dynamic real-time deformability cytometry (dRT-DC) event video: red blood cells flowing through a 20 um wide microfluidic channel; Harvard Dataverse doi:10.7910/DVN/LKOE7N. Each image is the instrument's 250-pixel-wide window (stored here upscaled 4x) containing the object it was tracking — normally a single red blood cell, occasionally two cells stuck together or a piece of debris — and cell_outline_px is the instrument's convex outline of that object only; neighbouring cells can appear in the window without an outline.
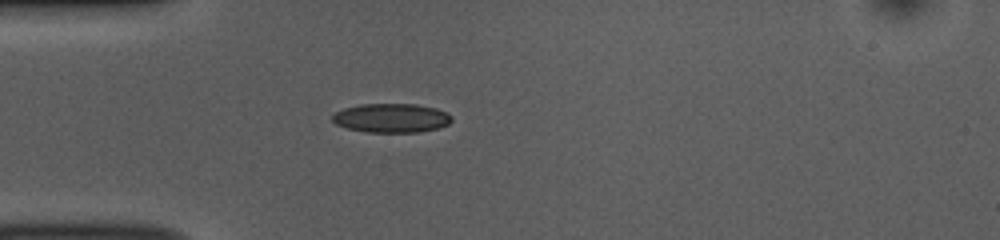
{"species": "common noctule bat (a hibernating species)", "species_latin": "Nyctalus noctula", "temperature_condition": "room temperature", "stored_images_in_passage": 38, "camera_frame_rate_fps": 3000, "um_per_image_px": 0.085, "animal": {"sex": "female", "body_mass_g": 10.0, "forearm_length_mm": 53.1}, "frame": {"image": 1, "passage_image": 1, "time_ms": 0.0, "image_size_px": [1000, 240], "cell_outline_px": [[452, 120], [448, 124], [440, 128], [420, 132], [364, 132], [348, 128], [336, 124], [332, 120], [332, 116], [336, 112], [344, 108], [360, 104], [416, 104], [436, 108], [452, 116]], "centroid_in_image_um": [33.28, 10.03], "position_along_channel_um": 51.7, "area_um2": 20.23}}
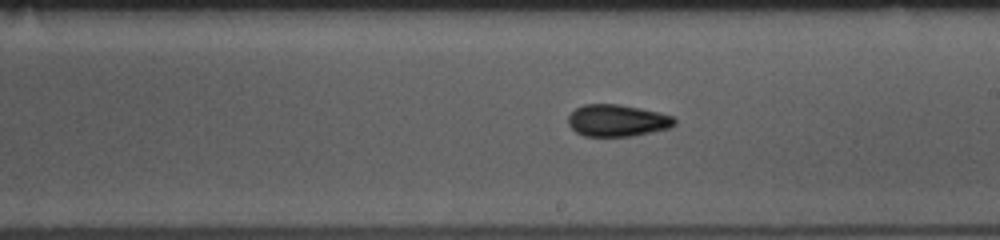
{"frame": {"image": 2, "passage_image": 16, "time_ms": 5.0, "image_size_px": [1000, 240], "cell_outline_px": [[676, 124], [668, 128], [632, 136], [584, 136], [576, 132], [568, 124], [568, 116], [576, 108], [584, 104], [620, 104], [660, 112], [672, 116], [676, 120]], "centroid_in_image_um": [52.46, 10.24], "position_along_channel_um": 236.5, "area_um2": 19.77}}
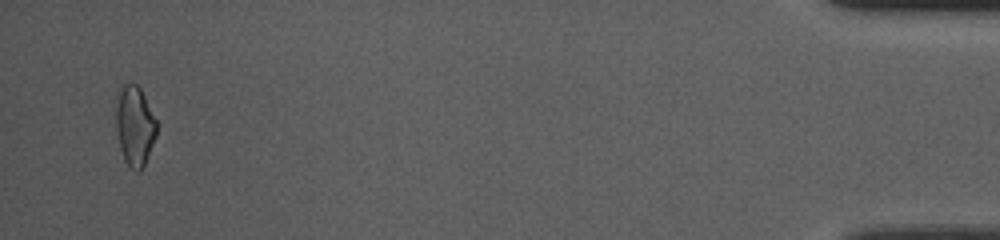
{"frame": {"image": 3, "passage_image": 37, "time_ms": 12.0, "image_size_px": [1000, 240], "cell_outline_px": [[156, 136], [144, 164], [140, 172], [136, 172], [124, 160], [120, 148], [116, 128], [116, 92], [120, 84], [124, 80], [136, 84], [140, 88], [156, 120]], "centroid_in_image_um": [11.41, 10.62], "position_along_channel_um": 423.8, "area_um2": 19.13}, "authors_computed_cell_mechanics": {"area_um2": 19.2185, "velocity_mm_per_s": 3.8545, "shape_relaxation_time_tau1_ms": 7.2454, "shape_relaxation_time_tau2_ms": 2.8871, "deformation_change_tau1": 0.1491, "deformation_change_tau2": 0.084}}